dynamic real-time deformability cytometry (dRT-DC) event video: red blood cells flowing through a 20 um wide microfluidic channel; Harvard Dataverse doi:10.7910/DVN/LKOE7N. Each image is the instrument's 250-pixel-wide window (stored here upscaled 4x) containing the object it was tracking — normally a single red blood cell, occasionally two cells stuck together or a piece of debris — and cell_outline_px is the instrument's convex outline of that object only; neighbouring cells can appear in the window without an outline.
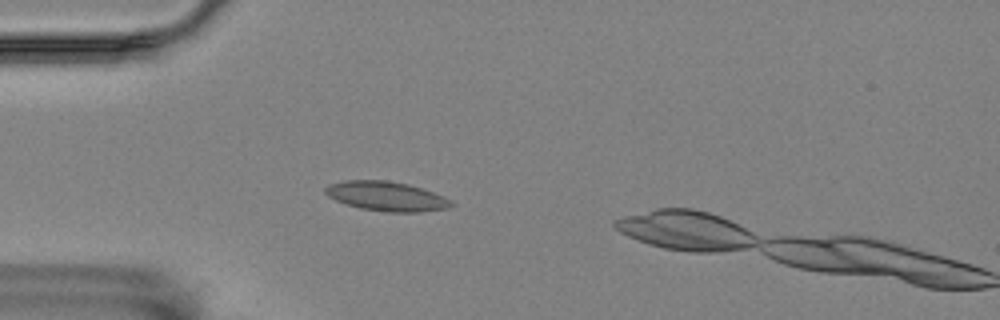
{"species": "Egyptian fruit bat (a non-hibernating species)", "species_latin": "Rousettus aegyptiacus", "temperature_condition": "room temperature", "stored_images_in_passage": 16, "camera_frame_rate_fps": 3000, "um_per_image_px": 0.085, "animal": {"sex": "female"}, "frame": {"image": 1, "passage_image": 14, "time_ms": 4.333, "image_size_px": [1000, 320], "cell_outline_px": [[456, 204], [452, 208], [420, 212], [388, 212], [360, 208], [344, 204], [328, 196], [324, 192], [324, 188], [328, 184], [344, 180], [388, 180], [408, 184], [444, 196], [452, 200]], "centroid_in_image_um": [32.87, 16.68], "position_along_channel_um": 52.1, "area_um2": 21.91}}